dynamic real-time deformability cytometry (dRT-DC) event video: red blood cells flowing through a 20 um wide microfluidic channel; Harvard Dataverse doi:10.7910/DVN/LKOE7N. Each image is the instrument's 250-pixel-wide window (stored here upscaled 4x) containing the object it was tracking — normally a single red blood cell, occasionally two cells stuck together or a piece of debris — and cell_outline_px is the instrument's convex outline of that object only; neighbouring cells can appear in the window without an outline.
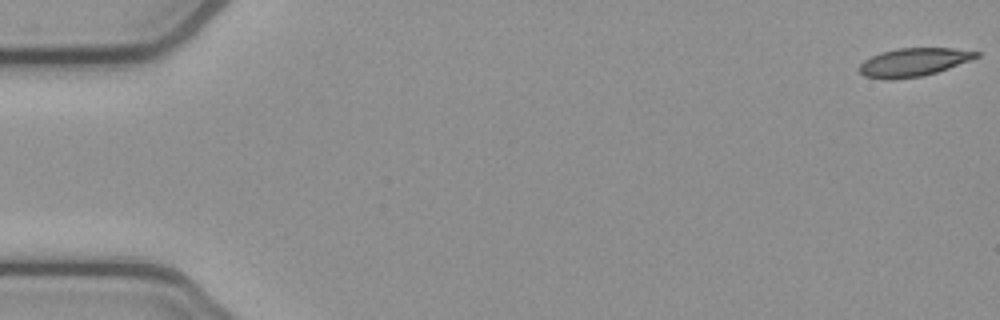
{"species": "common noctule bat (a hibernating species)", "species_latin": "Nyctalus noctula", "temperature_condition": "cold", "stored_images_in_passage": 5, "camera_frame_rate_fps": 3000, "um_per_image_px": 0.085, "animal": {"sex": "female", "body_mass_g": 21.9}, "frame": {"image": 1, "passage_image": 1, "time_ms": 0.0, "image_size_px": [1000, 320], "cell_outline_px": [[980, 56], [948, 68], [924, 76], [892, 80], [888, 80], [864, 76], [860, 72], [860, 64], [864, 60], [880, 52], [900, 48], [952, 48], [980, 52]], "centroid_in_image_um": [77.64, 5.29], "position_along_channel_um": 7.4, "area_um2": 19.19}}
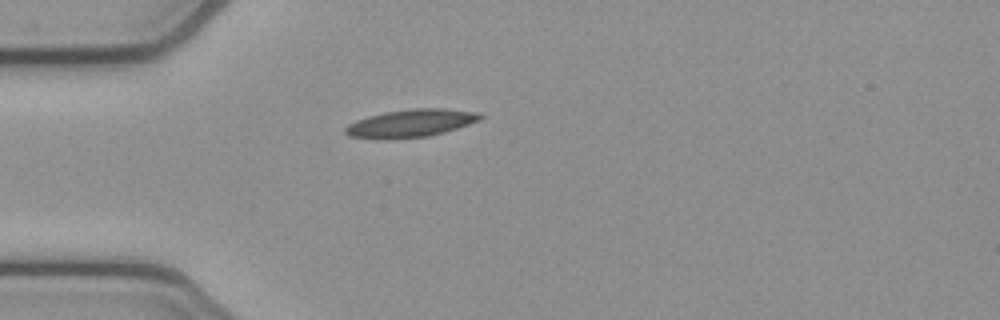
{"frame": {"image": 2, "passage_image": 5, "time_ms": 1.333, "image_size_px": [1000, 320], "cell_outline_px": [[484, 116], [480, 120], [444, 132], [428, 136], [388, 140], [384, 140], [348, 136], [344, 132], [344, 128], [348, 124], [356, 120], [368, 116], [384, 112], [408, 108], [444, 108], [476, 112]], "centroid_in_image_um": [34.86, 10.48], "position_along_channel_um": 50.1, "area_um2": 22.08}}